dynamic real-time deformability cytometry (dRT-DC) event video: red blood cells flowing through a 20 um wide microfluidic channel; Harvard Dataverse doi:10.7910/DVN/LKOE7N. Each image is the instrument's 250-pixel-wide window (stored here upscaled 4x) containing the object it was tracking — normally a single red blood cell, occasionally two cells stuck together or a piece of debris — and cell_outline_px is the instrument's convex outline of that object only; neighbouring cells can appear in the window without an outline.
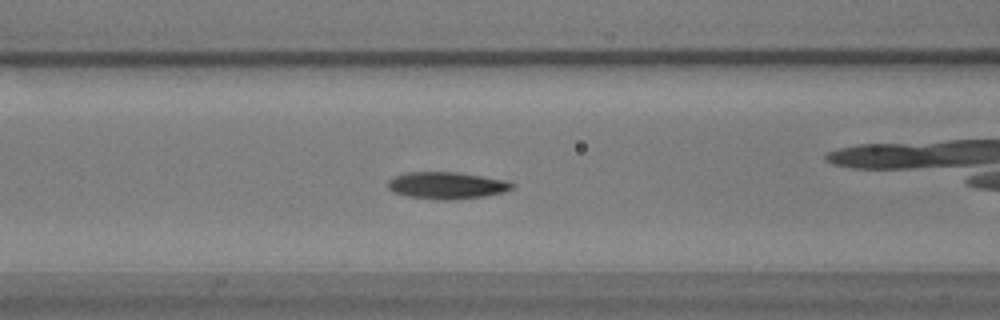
{"species": "common noctule bat (a hibernating species)", "species_latin": "Nyctalus noctula", "temperature_condition": "warm", "stored_images_in_passage": 40, "camera_frame_rate_fps": 3000, "um_per_image_px": 0.085, "animal": {"sex": "male", "body_mass_g": 17.9}, "frame": {"image": 1, "passage_image": 6, "time_ms": 1.667, "image_size_px": [1000, 320], "cell_outline_px": [[516, 184], [512, 188], [504, 192], [484, 196], [448, 200], [440, 200], [408, 196], [392, 192], [388, 188], [388, 180], [404, 172], [456, 172], [508, 180]], "centroid_in_image_um": [37.98, 15.76], "position_along_channel_um": 128.6, "area_um2": 19.54}}
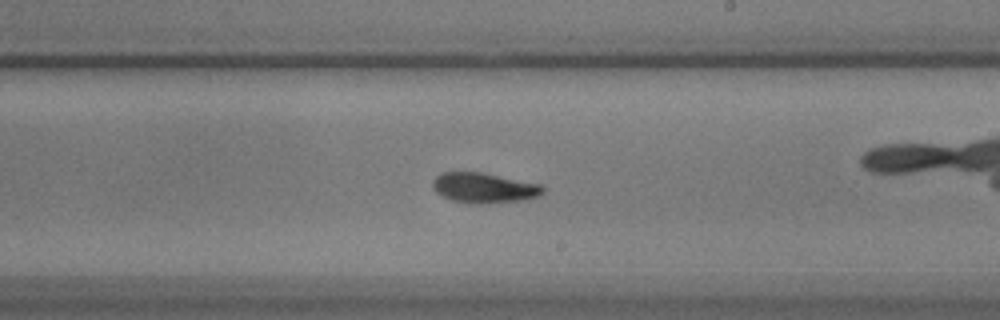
{"frame": {"image": 2, "passage_image": 16, "time_ms": 5.0, "image_size_px": [1000, 320], "cell_outline_px": [[544, 192], [540, 196], [520, 200], [488, 204], [480, 204], [452, 200], [440, 196], [432, 188], [432, 180], [440, 172], [480, 172], [544, 184]], "centroid_in_image_um": [41.15, 15.96], "position_along_channel_um": 247.9, "area_um2": 19.65}}
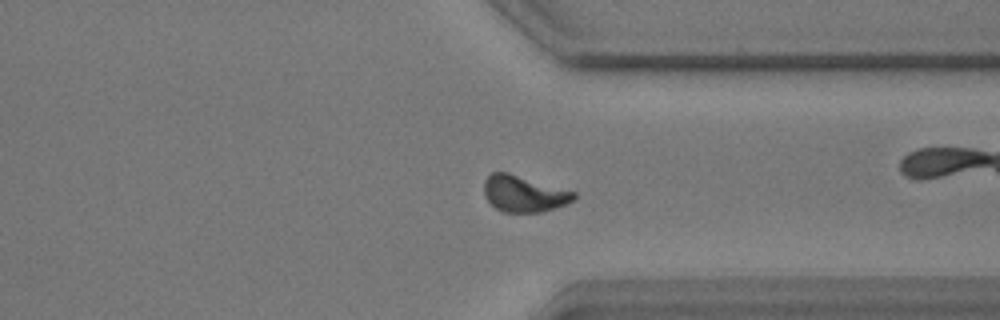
{"frame": {"image": 3, "passage_image": 26, "time_ms": 8.333, "image_size_px": [1000, 320], "cell_outline_px": [[576, 200], [540, 212], [504, 212], [496, 208], [484, 196], [484, 180], [492, 172], [508, 172], [576, 192]], "centroid_in_image_um": [44.52, 16.45], "position_along_channel_um": 366.9, "area_um2": 18.9}, "authors_computed_cell_mechanics": {"area_um2": 18.6983, "velocity_mm_per_s": 3.5835, "shape_relaxation_time_tau1_ms": 3.21, "shape_relaxation_time_tau2_ms": 1.6882, "deformation_change_tau1": 0.1171, "deformation_change_tau2": 0.0486}}